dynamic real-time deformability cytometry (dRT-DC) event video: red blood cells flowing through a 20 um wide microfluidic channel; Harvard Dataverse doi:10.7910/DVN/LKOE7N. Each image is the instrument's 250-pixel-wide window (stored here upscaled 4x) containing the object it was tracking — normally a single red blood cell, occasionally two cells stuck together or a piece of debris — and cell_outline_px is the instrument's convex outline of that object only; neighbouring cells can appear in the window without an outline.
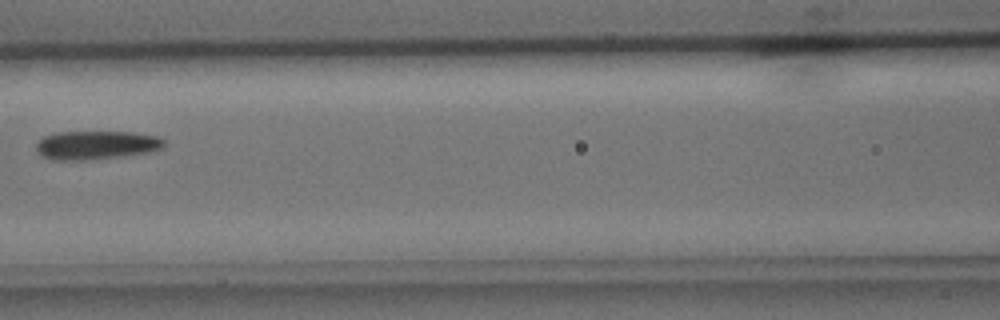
{"species": "common noctule bat (a hibernating species)", "species_latin": "Nyctalus noctula", "temperature_condition": "cold", "stored_images_in_passage": 7, "camera_frame_rate_fps": 3000, "um_per_image_px": 0.085, "animal": {"sex": "male", "body_mass_g": 15.6}, "frame": {"image": 1, "passage_image": 6, "time_ms": 1.667, "image_size_px": [1000, 320], "cell_outline_px": [[168, 140], [160, 148], [148, 152], [84, 160], [56, 160], [40, 156], [36, 152], [36, 144], [44, 136], [56, 132], [132, 132], [160, 136]], "centroid_in_image_um": [8.16, 12.32], "position_along_channel_um": 158.4, "area_um2": 21.27}}
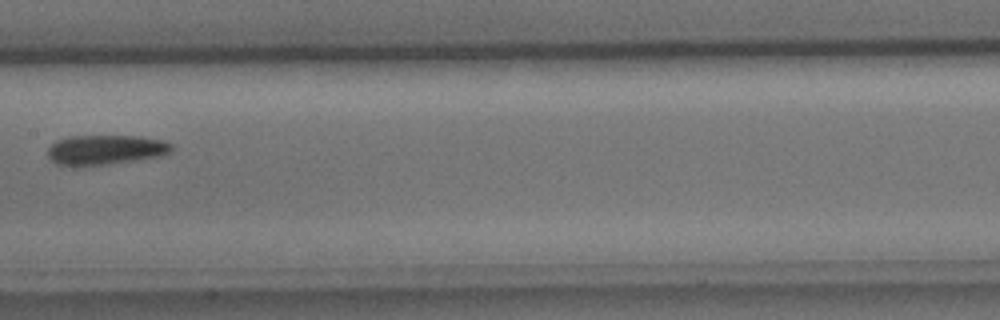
{"frame": {"image": 2, "passage_image": 7, "time_ms": 2.0, "image_size_px": [1000, 320], "cell_outline_px": [[172, 148], [168, 152], [160, 156], [80, 168], [72, 168], [56, 164], [48, 156], [48, 148], [56, 140], [68, 136], [140, 136], [164, 140], [172, 144]], "centroid_in_image_um": [8.89, 12.75], "position_along_channel_um": 198.5, "area_um2": 21.85}}